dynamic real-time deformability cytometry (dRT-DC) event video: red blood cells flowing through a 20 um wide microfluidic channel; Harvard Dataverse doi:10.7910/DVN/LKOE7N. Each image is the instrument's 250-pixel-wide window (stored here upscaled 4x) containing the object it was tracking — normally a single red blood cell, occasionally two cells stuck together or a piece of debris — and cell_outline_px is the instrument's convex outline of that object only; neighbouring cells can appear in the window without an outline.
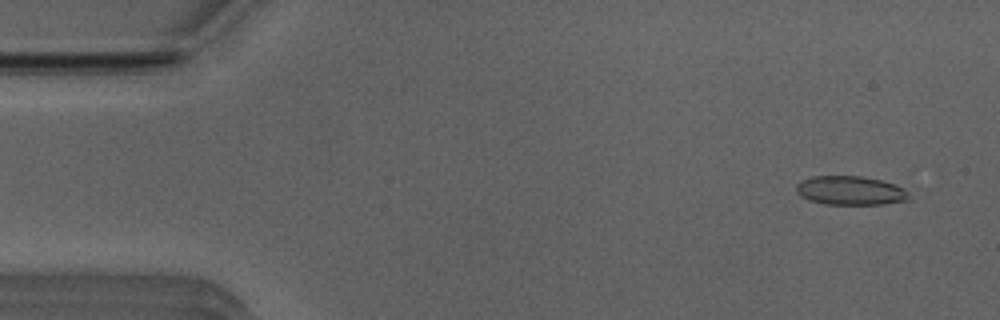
{"species": "Egyptian fruit bat (a non-hibernating species)", "species_latin": "Rousettus aegyptiacus", "temperature_condition": "room temperature", "stored_images_in_passage": 13, "camera_frame_rate_fps": 3000, "um_per_image_px": 0.085, "animal": {"sex": "male"}, "frame": {"image": 1, "passage_image": 2, "time_ms": 0.333, "image_size_px": [1000, 320], "cell_outline_px": [[908, 200], [884, 204], [824, 204], [808, 200], [800, 196], [796, 192], [796, 184], [800, 180], [812, 176], [860, 176], [880, 180], [904, 188], [908, 192]], "centroid_in_image_um": [72.22, 16.2], "position_along_channel_um": 12.8, "area_um2": 19.02}}
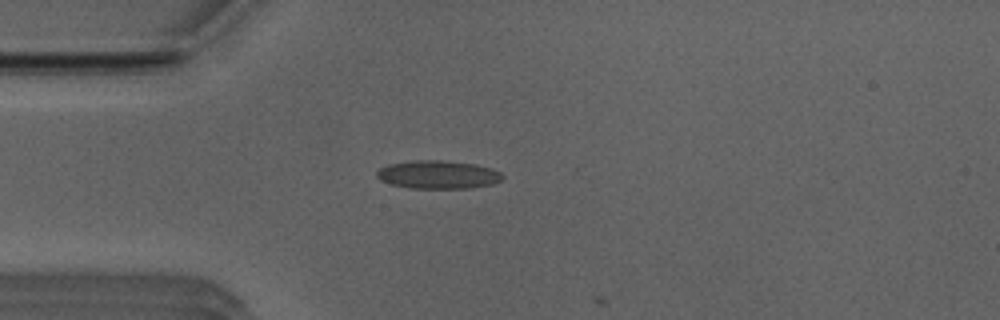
{"frame": {"image": 2, "passage_image": 12, "time_ms": 3.667, "image_size_px": [1000, 320], "cell_outline_px": [[504, 176], [500, 180], [492, 184], [468, 188], [408, 188], [392, 184], [380, 180], [376, 176], [376, 172], [380, 168], [388, 164], [416, 160], [440, 160], [476, 164], [492, 168], [500, 172]], "centroid_in_image_um": [37.22, 14.84], "position_along_channel_um": 47.8, "area_um2": 20.63}}